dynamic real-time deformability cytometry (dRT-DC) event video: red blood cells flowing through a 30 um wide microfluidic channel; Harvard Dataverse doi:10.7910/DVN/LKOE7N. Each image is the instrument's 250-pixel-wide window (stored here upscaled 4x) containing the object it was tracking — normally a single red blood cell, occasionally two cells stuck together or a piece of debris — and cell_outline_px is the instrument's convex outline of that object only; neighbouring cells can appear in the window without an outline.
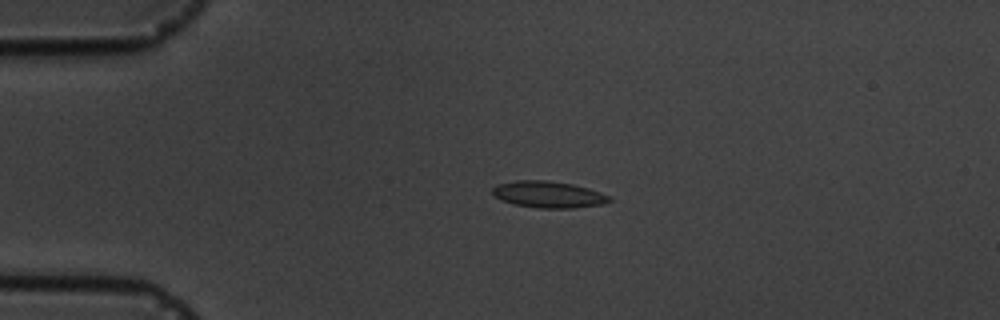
{"species": "common noctule bat (a hibernating species)", "species_latin": "Nyctalus noctula", "temperature_condition": "cold", "stored_images_in_passage": 5, "camera_frame_rate_fps": 3000, "um_per_image_px": 0.085, "animal": {"sex": "male", "body_mass_g": 19.5, "forearm_length_mm": 54.6}, "frame": {"image": 1, "passage_image": 4, "time_ms": 3.333, "image_size_px": [1000, 320], "cell_outline_px": [[612, 200], [604, 204], [572, 208], [536, 208], [512, 204], [500, 200], [492, 196], [492, 188], [496, 184], [516, 180], [548, 180], [572, 184], [588, 188], [600, 192], [608, 196]], "centroid_in_image_um": [46.55, 16.53], "position_along_channel_um": 38.5, "area_um2": 18.32}}